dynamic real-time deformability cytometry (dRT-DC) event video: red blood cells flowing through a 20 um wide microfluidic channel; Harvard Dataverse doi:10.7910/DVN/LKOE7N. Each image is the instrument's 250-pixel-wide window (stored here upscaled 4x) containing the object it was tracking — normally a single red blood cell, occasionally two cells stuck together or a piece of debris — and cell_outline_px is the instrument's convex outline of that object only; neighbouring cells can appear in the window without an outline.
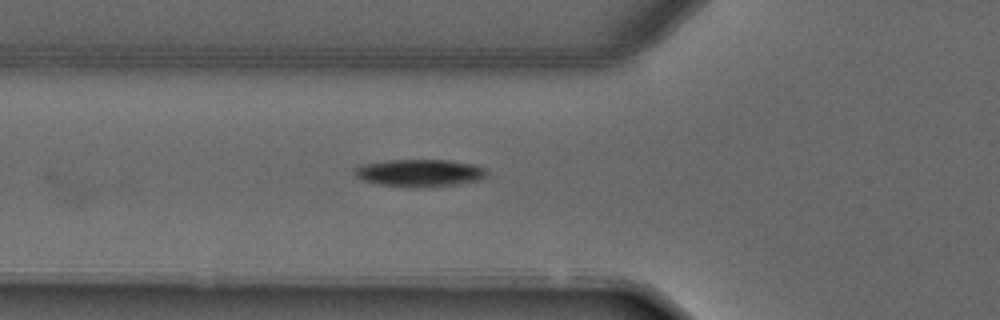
{"species": "common noctule bat (a hibernating species)", "species_latin": "Nyctalus noctula", "temperature_condition": "warm", "stored_images_in_passage": 5, "camera_frame_rate_fps": 3000, "um_per_image_px": 0.085, "animal": {"sex": "male", "forearm_length_mm": 52.5}, "frame": {"image": 1, "passage_image": 5, "time_ms": 4.667, "image_size_px": [1000, 320], "cell_outline_px": [[488, 176], [480, 180], [456, 184], [416, 188], [412, 188], [376, 184], [364, 180], [356, 176], [356, 168], [360, 164], [388, 160], [444, 160], [472, 164], [488, 168]], "centroid_in_image_um": [35.71, 14.7], "position_along_channel_um": 90.1, "area_um2": 21.21}}